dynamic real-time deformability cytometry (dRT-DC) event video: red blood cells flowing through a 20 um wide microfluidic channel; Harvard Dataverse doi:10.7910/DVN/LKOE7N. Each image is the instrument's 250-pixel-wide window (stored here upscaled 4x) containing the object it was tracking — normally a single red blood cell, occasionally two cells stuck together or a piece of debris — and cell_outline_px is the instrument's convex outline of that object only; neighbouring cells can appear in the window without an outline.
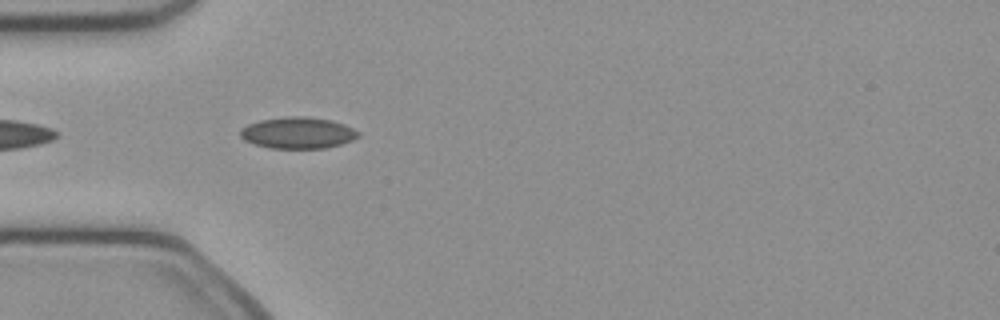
{"species": "common noctule bat (a hibernating species)", "species_latin": "Nyctalus noctula", "temperature_condition": "cold", "stored_images_in_passage": 23, "camera_frame_rate_fps": 3000, "um_per_image_px": 0.085, "animal": {"sex": "female", "body_mass_g": 21.9}, "frame": {"image": 1, "passage_image": 2, "time_ms": 0.333, "image_size_px": [1000, 320], "cell_outline_px": [[360, 136], [352, 140], [340, 144], [324, 148], [268, 148], [244, 140], [240, 136], [240, 128], [248, 124], [260, 120], [284, 116], [304, 116], [332, 120], [344, 124], [360, 132]], "centroid_in_image_um": [25.31, 11.28], "position_along_channel_um": 59.7, "area_um2": 21.68}}
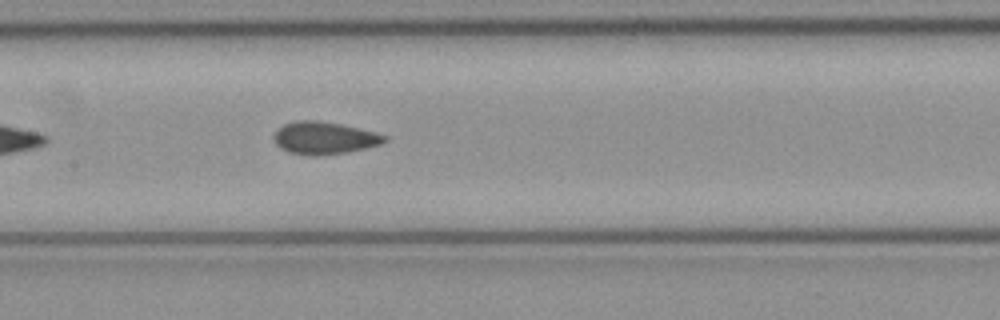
{"frame": {"image": 2, "passage_image": 11, "time_ms": 3.333, "image_size_px": [1000, 320], "cell_outline_px": [[388, 140], [380, 144], [348, 152], [308, 156], [288, 152], [280, 148], [272, 140], [272, 136], [284, 124], [296, 120], [316, 120], [340, 124], [376, 132], [388, 136]], "centroid_in_image_um": [27.54, 11.73], "position_along_channel_um": 179.9, "area_um2": 20.92}}
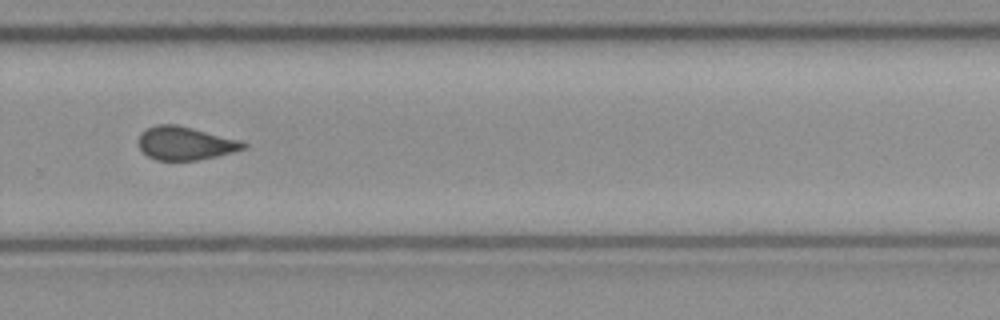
{"frame": {"image": 3, "passage_image": 21, "time_ms": 6.667, "image_size_px": [1000, 320], "cell_outline_px": [[248, 144], [244, 148], [232, 152], [216, 156], [196, 160], [156, 160], [148, 156], [136, 144], [136, 140], [140, 132], [156, 124], [176, 124], [240, 140]], "centroid_in_image_um": [15.68, 12.17], "position_along_channel_um": 314.1, "area_um2": 20.35}}